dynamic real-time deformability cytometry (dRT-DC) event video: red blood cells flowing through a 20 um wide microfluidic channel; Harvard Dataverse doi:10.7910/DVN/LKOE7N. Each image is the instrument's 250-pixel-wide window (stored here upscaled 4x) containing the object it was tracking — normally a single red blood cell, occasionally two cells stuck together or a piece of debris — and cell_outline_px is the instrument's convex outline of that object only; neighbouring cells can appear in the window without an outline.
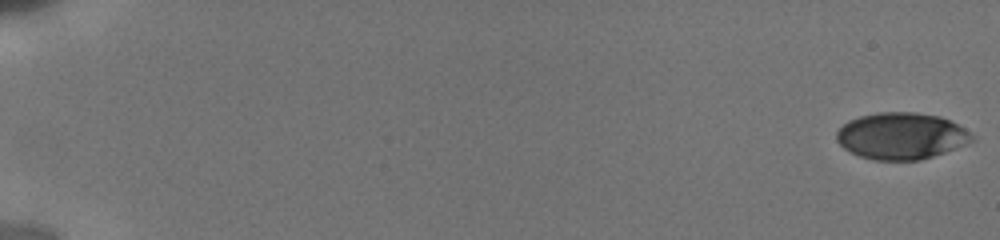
{"species": "human", "species_latin": "Homo sapiens", "temperature_condition": "cold", "stored_images_in_passage": 11, "camera_frame_rate_fps": 3000, "um_per_image_px": 0.085, "donor": {"sex": "male"}, "frame": {"image": 1, "passage_image": 1, "time_ms": 0.0, "image_size_px": [1000, 240], "cell_outline_px": [[976, 140], [968, 144], [920, 160], [876, 160], [860, 156], [844, 148], [836, 140], [836, 132], [848, 120], [860, 116], [880, 112], [916, 112], [940, 116], [964, 128], [976, 136]], "centroid_in_image_um": [76.64, 11.55], "position_along_channel_um": 8.4, "area_um2": 36.82}}
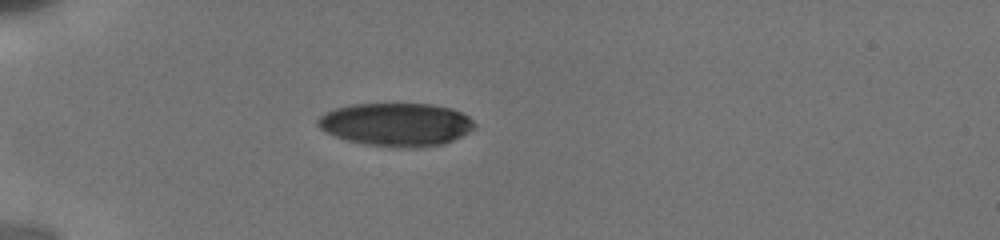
{"frame": {"image": 2, "passage_image": 7, "time_ms": 5.667, "image_size_px": [1000, 240], "cell_outline_px": [[476, 124], [468, 132], [444, 144], [420, 148], [404, 148], [364, 144], [348, 140], [336, 136], [320, 128], [316, 124], [316, 120], [324, 112], [336, 108], [352, 104], [432, 104], [452, 108], [468, 116]], "centroid_in_image_um": [33.68, 10.58], "position_along_channel_um": 51.3, "area_um2": 39.42}}
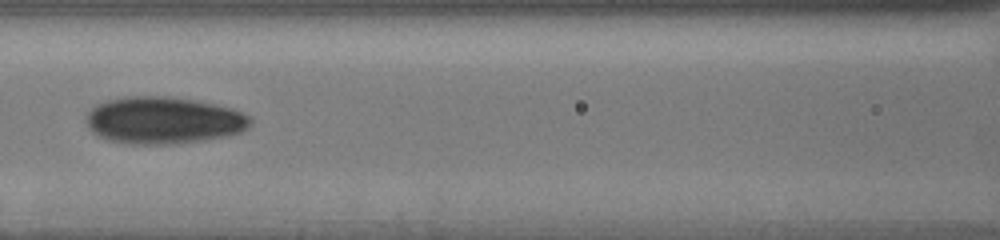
{"frame": {"image": 3, "passage_image": 10, "time_ms": 9.0, "image_size_px": [1000, 240], "cell_outline_px": [[252, 124], [244, 132], [204, 140], [176, 144], [128, 144], [108, 140], [96, 136], [88, 128], [84, 120], [88, 112], [96, 104], [108, 100], [124, 96], [172, 96], [196, 100], [216, 104], [232, 108], [252, 116]], "centroid_in_image_um": [13.9, 10.23], "position_along_channel_um": 152.7, "area_um2": 45.84}}